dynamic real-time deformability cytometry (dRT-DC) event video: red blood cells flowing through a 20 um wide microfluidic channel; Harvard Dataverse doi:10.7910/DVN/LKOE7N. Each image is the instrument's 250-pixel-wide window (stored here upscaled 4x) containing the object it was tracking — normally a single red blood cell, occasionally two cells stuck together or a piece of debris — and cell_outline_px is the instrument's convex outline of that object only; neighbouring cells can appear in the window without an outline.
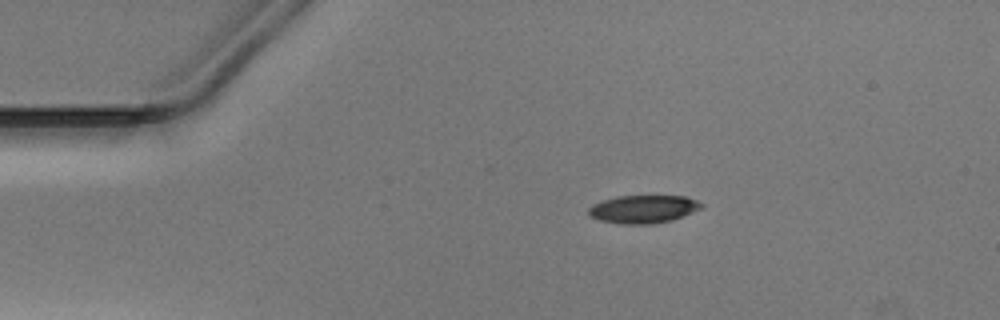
{"species": "Egyptian fruit bat (a non-hibernating species)", "species_latin": "Rousettus aegyptiacus", "temperature_condition": "warm", "stored_images_in_passage": 42, "camera_frame_rate_fps": 3000, "um_per_image_px": 0.085, "animal": {"sex": "male"}, "frame": {"image": 1, "passage_image": 1, "time_ms": 0.0, "image_size_px": [1000, 320], "cell_outline_px": [[704, 204], [700, 208], [672, 220], [652, 224], [620, 224], [600, 220], [588, 216], [588, 208], [592, 204], [616, 196], [684, 196], [696, 200]], "centroid_in_image_um": [54.63, 17.78], "position_along_channel_um": 30.4, "area_um2": 18.32}}
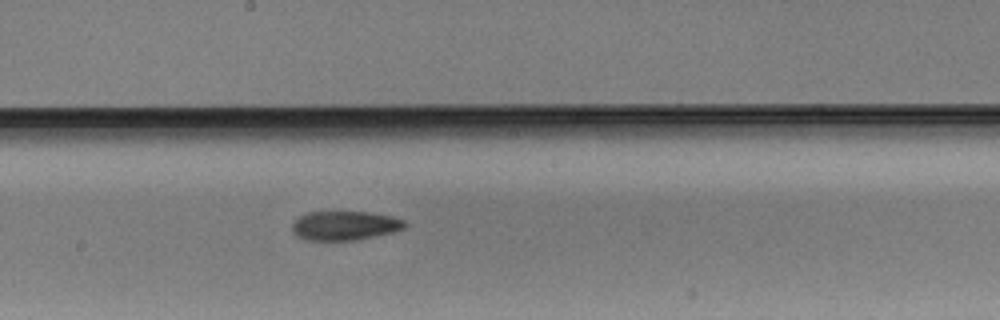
{"frame": {"image": 2, "passage_image": 19, "time_ms": 6.0, "image_size_px": [1000, 320], "cell_outline_px": [[408, 224], [404, 228], [392, 232], [376, 236], [356, 240], [308, 240], [296, 236], [292, 232], [292, 224], [300, 216], [308, 212], [368, 212], [392, 216], [404, 220]], "centroid_in_image_um": [29.31, 19.18], "position_along_channel_um": 218.9, "area_um2": 19.13}}
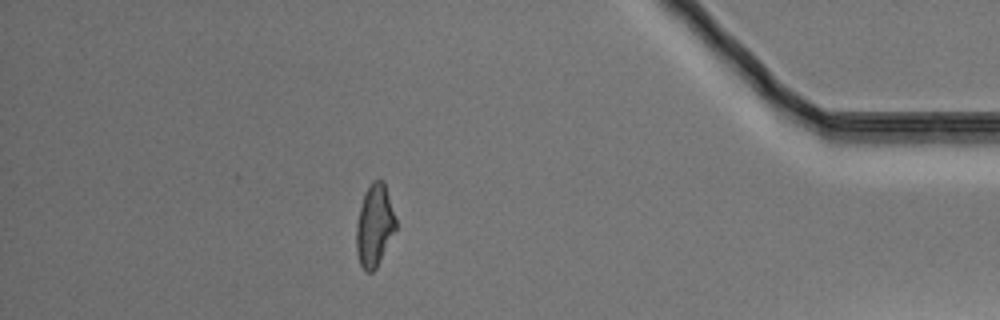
{"frame": {"image": 3, "passage_image": 36, "time_ms": 11.667, "image_size_px": [1000, 320], "cell_outline_px": [[396, 228], [376, 268], [372, 272], [364, 272], [360, 264], [356, 252], [356, 224], [360, 204], [364, 192], [372, 180], [384, 180], [396, 220]], "centroid_in_image_um": [31.81, 19.15], "position_along_channel_um": 403.4, "area_um2": 18.96}}